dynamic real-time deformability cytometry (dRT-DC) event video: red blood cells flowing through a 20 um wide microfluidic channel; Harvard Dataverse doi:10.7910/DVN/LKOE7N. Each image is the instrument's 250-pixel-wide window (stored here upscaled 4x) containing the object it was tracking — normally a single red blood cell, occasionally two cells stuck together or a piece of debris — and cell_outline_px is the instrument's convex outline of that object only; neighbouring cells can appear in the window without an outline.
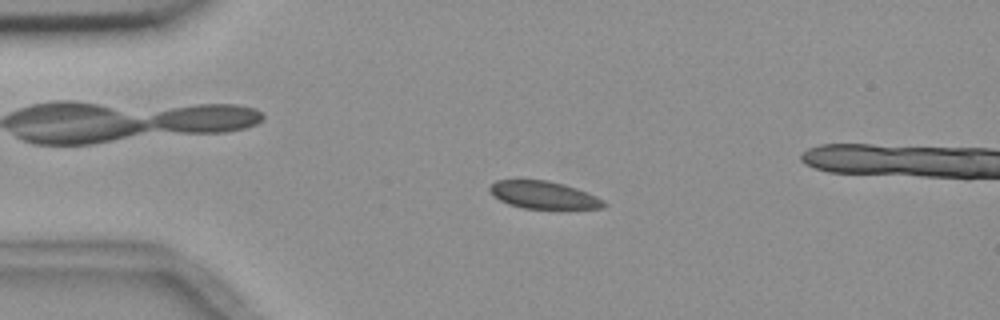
{"species": "common noctule bat (a hibernating species)", "species_latin": "Nyctalus noctula", "temperature_condition": "room temperature", "stored_images_in_passage": 21, "camera_frame_rate_fps": 3000, "um_per_image_px": 0.085, "animal": {"sex": "female", "body_mass_g": 18.4}, "frame": {"image": 1, "passage_image": 12, "time_ms": 3.667, "image_size_px": [1000, 320], "cell_outline_px": [[608, 204], [604, 208], [524, 208], [508, 204], [492, 196], [488, 188], [496, 180], [548, 180], [564, 184], [576, 188], [596, 196], [604, 200]], "centroid_in_image_um": [46.19, 16.57], "position_along_channel_um": 38.8, "area_um2": 18.21}}
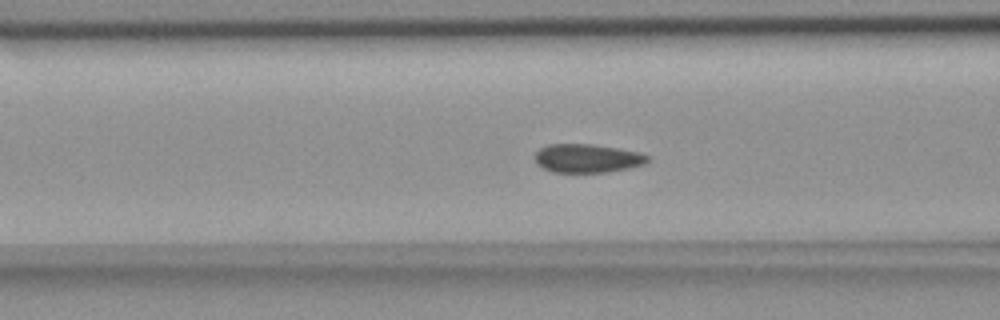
{"frame": {"image": 2, "passage_image": 21, "time_ms": 1673.333, "image_size_px": [1000, 320], "cell_outline_px": [[652, 156], [644, 164], [628, 168], [604, 172], [552, 172], [536, 164], [536, 152], [540, 148], [548, 144], [592, 144], [640, 152]], "centroid_in_image_um": [49.93, 13.45], "position_along_channel_um": 116.7, "area_um2": 18.73}}